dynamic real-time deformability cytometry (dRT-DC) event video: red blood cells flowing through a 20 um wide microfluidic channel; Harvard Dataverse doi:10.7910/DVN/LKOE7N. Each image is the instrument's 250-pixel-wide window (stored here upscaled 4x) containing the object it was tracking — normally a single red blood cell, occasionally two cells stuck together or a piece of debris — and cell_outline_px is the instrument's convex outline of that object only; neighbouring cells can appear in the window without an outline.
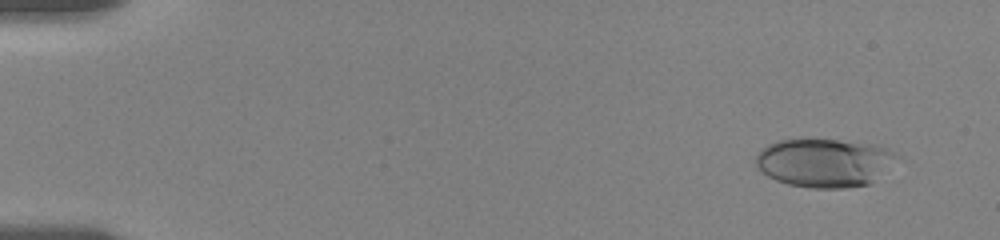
{"species": "human", "species_latin": "Homo sapiens", "temperature_condition": "room temperature", "stored_images_in_passage": 16, "camera_frame_rate_fps": 3000, "um_per_image_px": 0.085, "donor": {"sex": "female"}, "frame": {"image": 1, "passage_image": 2, "time_ms": 0.667, "image_size_px": [1000, 240], "cell_outline_px": [[904, 160], [872, 184], [844, 188], [812, 188], [788, 184], [776, 180], [768, 176], [756, 168], [756, 152], [768, 144], [776, 140], [804, 136], [876, 144], [888, 148], [896, 152]], "centroid_in_image_um": [70.17, 13.79], "position_along_channel_um": 14.8, "area_um2": 41.96}}
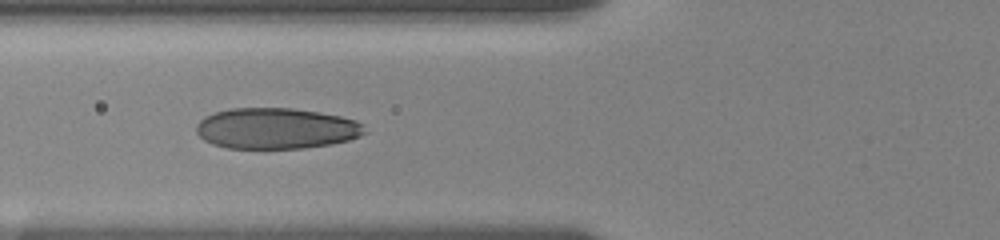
{"frame": {"image": 2, "passage_image": 12, "time_ms": 6.667, "image_size_px": [1000, 240], "cell_outline_px": [[368, 132], [360, 136], [348, 140], [332, 144], [304, 148], [228, 148], [212, 144], [204, 140], [196, 132], [196, 124], [204, 116], [216, 112], [232, 108], [292, 108], [320, 112], [340, 116], [356, 120], [364, 124]], "centroid_in_image_um": [23.5, 10.91], "position_along_channel_um": 102.3, "area_um2": 40.4}}
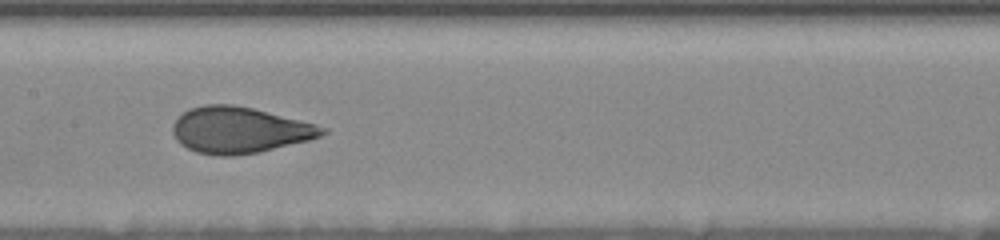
{"frame": {"image": 3, "passage_image": 16, "time_ms": 9.0, "image_size_px": [1000, 240], "cell_outline_px": [[328, 132], [320, 136], [308, 140], [260, 152], [232, 156], [216, 156], [196, 152], [180, 144], [176, 140], [172, 132], [172, 124], [188, 108], [204, 104], [232, 104], [252, 108], [316, 124], [328, 128]], "centroid_in_image_um": [20.33, 11.06], "position_along_channel_um": 187.1, "area_um2": 40.34}}